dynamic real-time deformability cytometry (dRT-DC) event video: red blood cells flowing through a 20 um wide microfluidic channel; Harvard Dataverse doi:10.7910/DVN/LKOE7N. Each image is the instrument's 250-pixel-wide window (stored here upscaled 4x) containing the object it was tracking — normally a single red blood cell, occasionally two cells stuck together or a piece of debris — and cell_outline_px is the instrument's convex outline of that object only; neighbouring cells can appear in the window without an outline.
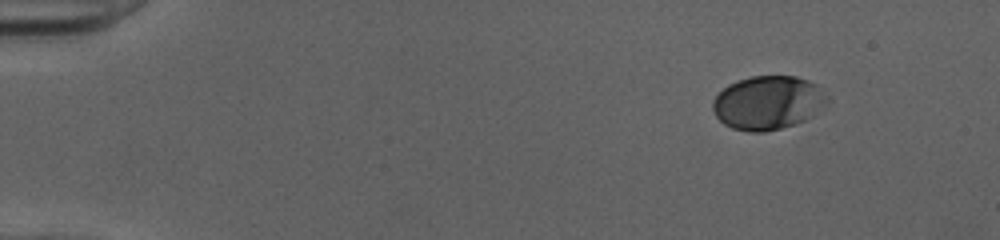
{"species": "human", "species_latin": "Homo sapiens", "temperature_condition": "cold", "stored_images_in_passage": 11, "camera_frame_rate_fps": 3000, "um_per_image_px": 0.085, "donor": {"sex": "female"}, "frame": {"image": 1, "passage_image": 1, "time_ms": 0.0, "image_size_px": [1000, 240], "cell_outline_px": [[832, 100], [804, 120], [780, 128], [764, 132], [748, 132], [732, 128], [724, 124], [716, 116], [712, 108], [712, 100], [728, 84], [752, 76], [796, 76], [808, 80], [816, 84]], "centroid_in_image_um": [65.27, 8.72], "position_along_channel_um": 19.7, "area_um2": 35.72}}